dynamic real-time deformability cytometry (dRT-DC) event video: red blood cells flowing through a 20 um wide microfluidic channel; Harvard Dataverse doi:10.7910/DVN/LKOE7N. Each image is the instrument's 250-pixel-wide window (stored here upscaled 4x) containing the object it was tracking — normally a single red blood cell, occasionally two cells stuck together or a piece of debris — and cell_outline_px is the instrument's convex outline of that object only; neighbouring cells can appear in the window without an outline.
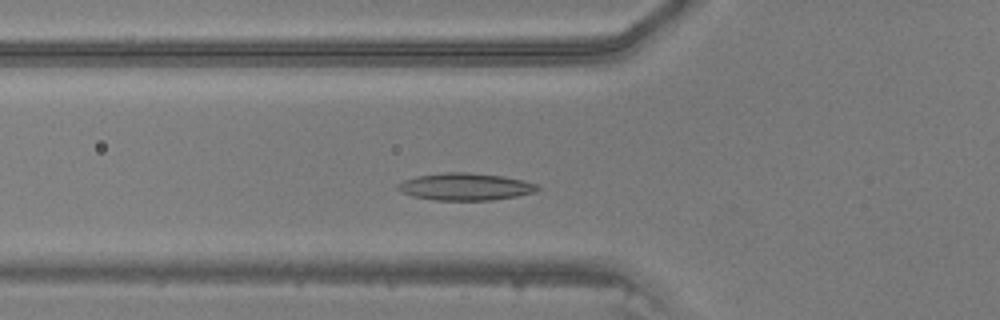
{"species": "common noctule bat (a hibernating species)", "species_latin": "Nyctalus noctula", "temperature_condition": "warm", "stored_images_in_passage": 40, "camera_frame_rate_fps": 3000, "um_per_image_px": 0.085, "animal": {"sex": "male", "body_mass_g": 20.5, "forearm_length_mm": 52.5}, "frame": {"image": 1, "passage_image": 10, "time_ms": 3.0, "image_size_px": [1000, 320], "cell_outline_px": [[540, 188], [536, 192], [516, 196], [492, 200], [432, 200], [412, 196], [400, 192], [396, 188], [396, 184], [404, 180], [416, 176], [444, 172], [468, 172], [504, 176], [524, 180], [536, 184]], "centroid_in_image_um": [39.53, 15.86], "position_along_channel_um": 86.3, "area_um2": 22.37}}
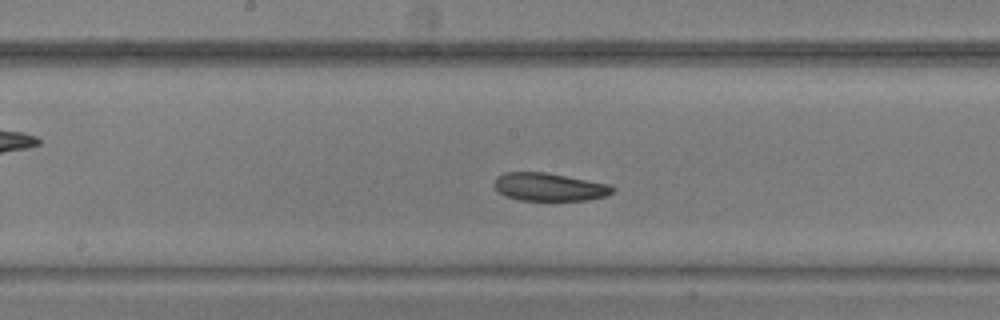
{"frame": {"image": 2, "passage_image": 18, "time_ms": 5.667, "image_size_px": [1000, 320], "cell_outline_px": [[616, 188], [612, 192], [604, 196], [588, 200], [520, 200], [504, 196], [492, 184], [496, 176], [504, 172], [544, 172], [608, 184]], "centroid_in_image_um": [46.63, 15.89], "position_along_channel_um": 201.6, "area_um2": 19.19}}
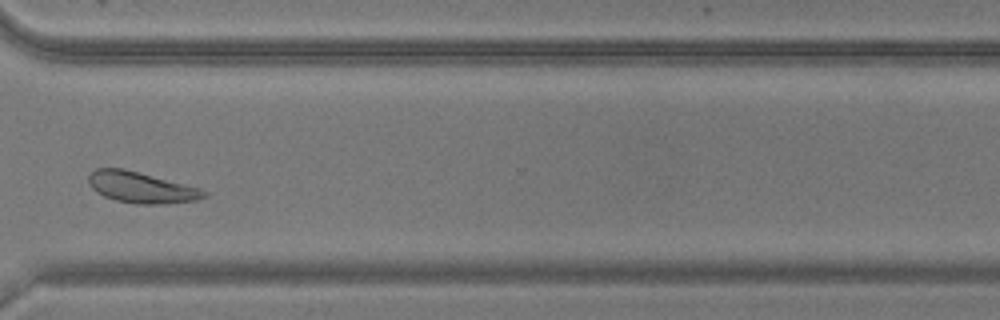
{"frame": {"image": 3, "passage_image": 29, "time_ms": 9.333, "image_size_px": [1000, 320], "cell_outline_px": [[208, 196], [196, 200], [168, 204], [136, 204], [116, 200], [104, 196], [96, 192], [88, 184], [88, 176], [96, 168], [124, 168], [200, 188], [208, 192]], "centroid_in_image_um": [12.01, 15.94], "position_along_channel_um": 358.6, "area_um2": 20.98}}